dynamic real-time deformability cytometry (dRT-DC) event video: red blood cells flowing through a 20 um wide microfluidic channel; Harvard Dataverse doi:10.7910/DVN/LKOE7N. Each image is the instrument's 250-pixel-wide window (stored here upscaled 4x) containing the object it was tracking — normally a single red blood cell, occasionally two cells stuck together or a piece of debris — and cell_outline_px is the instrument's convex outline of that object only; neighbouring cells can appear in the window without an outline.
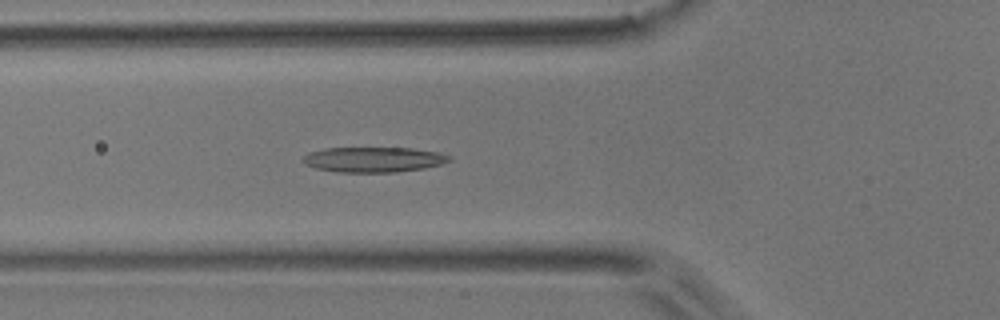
{"species": "common noctule bat (a hibernating species)", "species_latin": "Nyctalus noctula", "temperature_condition": "room temperature", "stored_images_in_passage": 6, "camera_frame_rate_fps": 3000, "um_per_image_px": 0.085, "animal": {"sex": "male", "body_mass_g": 17.9}, "frame": {"image": 1, "passage_image": 6, "time_ms": 1.667, "image_size_px": [1000, 320], "cell_outline_px": [[452, 160], [440, 164], [424, 168], [396, 172], [336, 172], [316, 168], [304, 164], [304, 156], [308, 152], [324, 148], [412, 148], [440, 152], [452, 156]], "centroid_in_image_um": [31.77, 13.56], "position_along_channel_um": 94.0, "area_um2": 21.56}}